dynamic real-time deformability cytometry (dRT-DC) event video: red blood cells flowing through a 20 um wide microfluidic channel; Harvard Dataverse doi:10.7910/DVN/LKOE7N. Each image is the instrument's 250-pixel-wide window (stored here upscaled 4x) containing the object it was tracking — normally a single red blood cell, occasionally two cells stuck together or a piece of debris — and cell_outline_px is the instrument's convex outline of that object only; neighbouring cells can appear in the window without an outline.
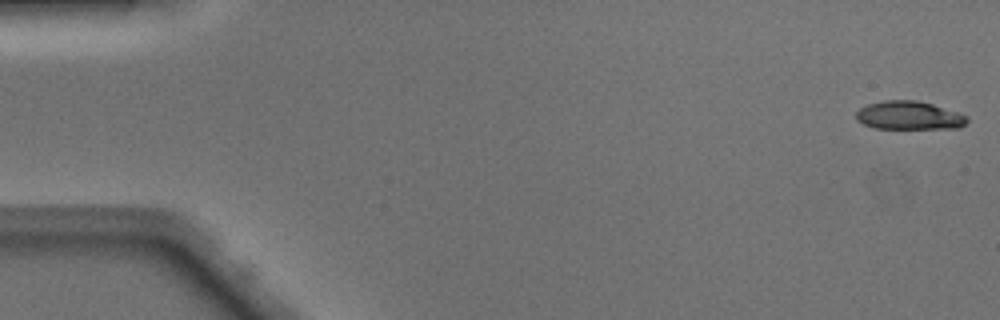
{"species": "Egyptian fruit bat (a non-hibernating species)", "species_latin": "Rousettus aegyptiacus", "temperature_condition": "warm", "stored_images_in_passage": 48, "camera_frame_rate_fps": 3000, "um_per_image_px": 0.085, "animal": {"sex": "male"}, "frame": {"image": 1, "passage_image": 1, "time_ms": 0.0, "image_size_px": [1000, 320], "cell_outline_px": [[968, 120], [960, 128], [876, 128], [864, 124], [856, 120], [856, 112], [860, 108], [868, 104], [884, 100], [916, 100], [932, 104], [968, 116]], "centroid_in_image_um": [77.26, 9.81], "position_along_channel_um": 7.7, "area_um2": 18.21}}
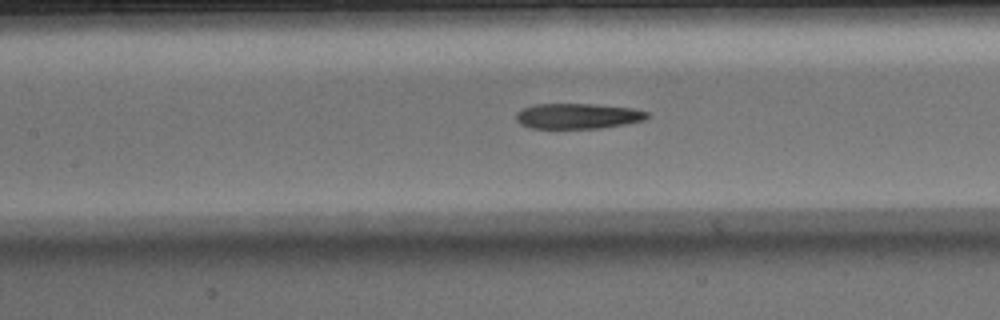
{"frame": {"image": 2, "passage_image": 22, "time_ms": 7.0, "image_size_px": [1000, 320], "cell_outline_px": [[648, 116], [644, 120], [624, 124], [600, 128], [532, 128], [520, 124], [516, 120], [516, 112], [520, 108], [532, 104], [596, 104], [632, 108], [648, 112]], "centroid_in_image_um": [49.06, 9.85], "position_along_channel_um": 158.3, "area_um2": 19.48}}
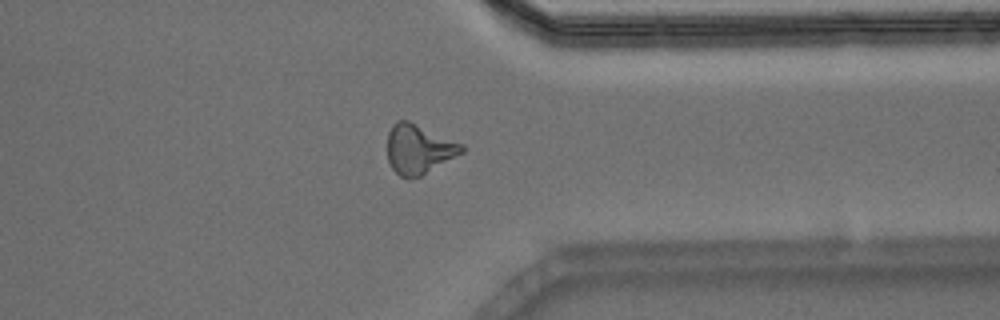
{"frame": {"image": 3, "passage_image": 38, "time_ms": 12.333, "image_size_px": [1000, 320], "cell_outline_px": [[464, 152], [420, 176], [408, 180], [400, 176], [392, 168], [388, 160], [388, 132], [392, 124], [396, 120], [408, 120], [464, 144]], "centroid_in_image_um": [35.59, 12.67], "position_along_channel_um": 375.8, "area_um2": 21.5}, "authors_computed_cell_mechanics": {"area_um2": 20.2878, "velocity_mm_per_s": 4.1535, "shape_relaxation_time_tau1_ms": 7.1883, "shape_relaxation_time_tau2_ms": 8.4333, "deformation_change_tau1": 0.2333, "deformation_change_tau2": 0.2455}}